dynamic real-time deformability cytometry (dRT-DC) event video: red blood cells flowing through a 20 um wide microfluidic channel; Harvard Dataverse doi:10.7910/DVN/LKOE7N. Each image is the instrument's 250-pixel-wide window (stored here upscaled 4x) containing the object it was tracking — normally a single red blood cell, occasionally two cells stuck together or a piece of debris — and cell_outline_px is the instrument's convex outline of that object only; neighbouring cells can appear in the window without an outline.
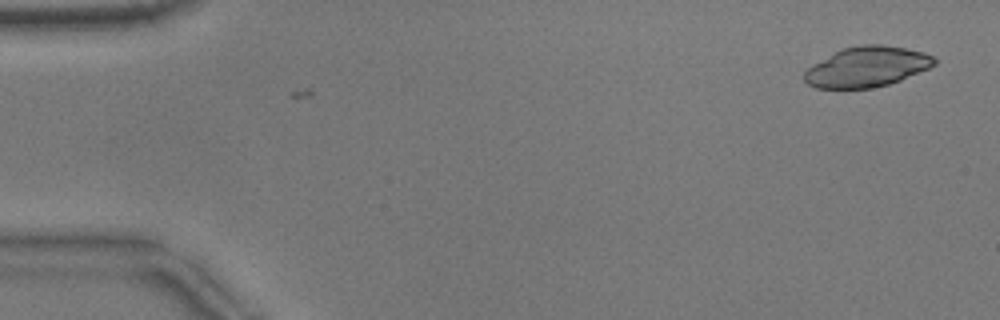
{"species": "common noctule bat (a hibernating species)", "species_latin": "Nyctalus noctula", "temperature_condition": "warm", "stored_images_in_passage": 8, "camera_frame_rate_fps": 3000, "um_per_image_px": 0.085, "animal": {"sex": "male", "body_mass_g": 17.9}, "frame": {"image": 1, "passage_image": 8, "time_ms": 2.333, "image_size_px": [1000, 320], "cell_outline_px": [[936, 64], [928, 68], [900, 80], [888, 84], [872, 88], [816, 88], [808, 84], [804, 80], [804, 72], [812, 64], [844, 48], [860, 44], [884, 44], [924, 52], [936, 56]], "centroid_in_image_um": [73.7, 5.67], "position_along_channel_um": 11.3, "area_um2": 30.4}}